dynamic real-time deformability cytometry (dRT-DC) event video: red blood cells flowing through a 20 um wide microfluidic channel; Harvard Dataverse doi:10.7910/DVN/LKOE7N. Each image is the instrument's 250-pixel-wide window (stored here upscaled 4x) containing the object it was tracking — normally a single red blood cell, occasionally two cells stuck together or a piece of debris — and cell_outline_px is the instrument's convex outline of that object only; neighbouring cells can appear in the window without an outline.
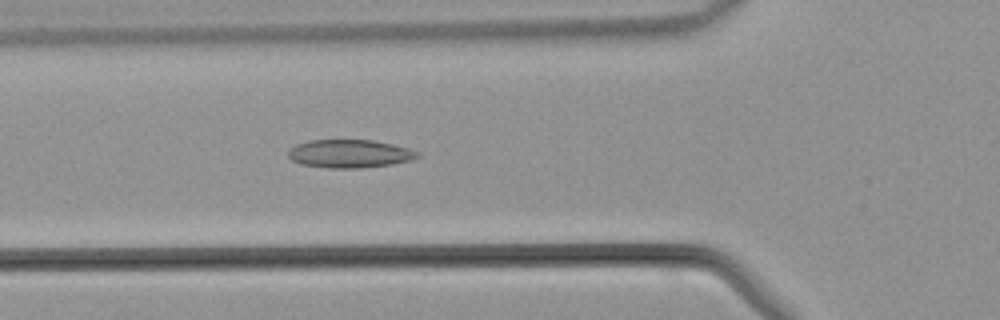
{"species": "common noctule bat (a hibernating species)", "species_latin": "Nyctalus noctula", "temperature_condition": "warm", "stored_images_in_passage": 29, "camera_frame_rate_fps": 3000, "um_per_image_px": 0.085, "animal": {"sex": "male", "body_mass_g": 21.5, "forearm_length_mm": 52.0}, "frame": {"image": 1, "passage_image": 3, "time_ms": 0.667, "image_size_px": [1000, 320], "cell_outline_px": [[420, 156], [412, 160], [392, 164], [360, 168], [328, 168], [300, 164], [292, 160], [288, 156], [288, 152], [296, 144], [308, 140], [372, 140], [392, 144], [408, 148], [420, 152]], "centroid_in_image_um": [29.73, 13.06], "position_along_channel_um": 96.1, "area_um2": 21.27}}
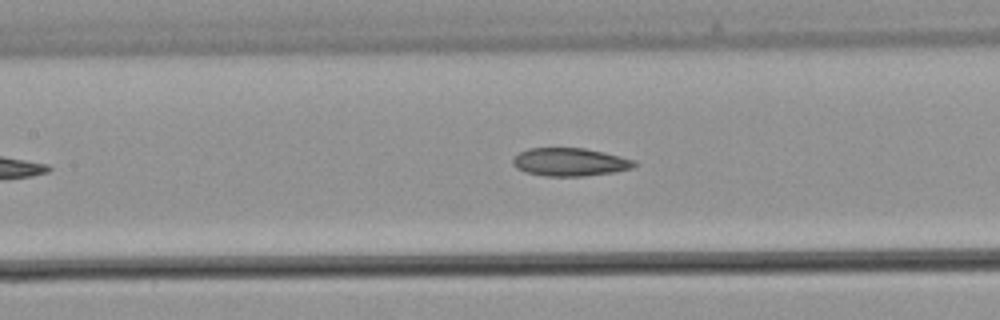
{"frame": {"image": 2, "passage_image": 7, "time_ms": 2.0, "image_size_px": [1000, 320], "cell_outline_px": [[640, 164], [632, 168], [616, 172], [584, 176], [544, 176], [528, 172], [516, 168], [512, 164], [512, 160], [520, 152], [528, 148], [584, 148], [604, 152], [636, 160]], "centroid_in_image_um": [48.49, 13.77], "position_along_channel_um": 158.9, "area_um2": 20.0}}
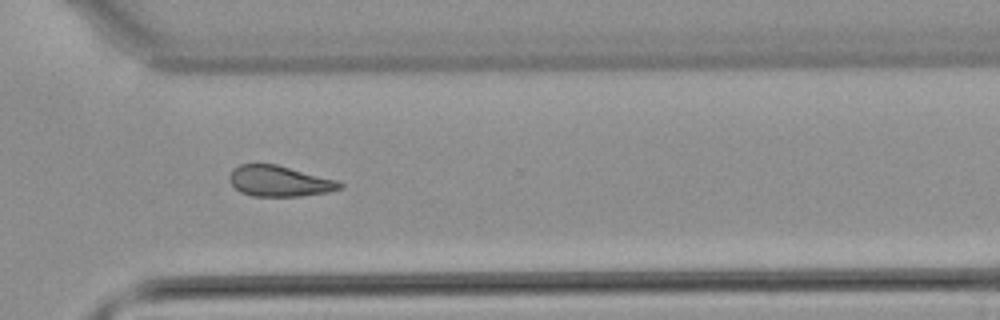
{"frame": {"image": 3, "passage_image": 19, "time_ms": 6.0, "image_size_px": [1000, 320], "cell_outline_px": [[344, 188], [328, 192], [300, 196], [252, 196], [240, 192], [228, 180], [228, 176], [240, 164], [276, 164], [336, 180], [344, 184]], "centroid_in_image_um": [23.76, 15.4], "position_along_channel_um": 346.8, "area_um2": 19.65}}